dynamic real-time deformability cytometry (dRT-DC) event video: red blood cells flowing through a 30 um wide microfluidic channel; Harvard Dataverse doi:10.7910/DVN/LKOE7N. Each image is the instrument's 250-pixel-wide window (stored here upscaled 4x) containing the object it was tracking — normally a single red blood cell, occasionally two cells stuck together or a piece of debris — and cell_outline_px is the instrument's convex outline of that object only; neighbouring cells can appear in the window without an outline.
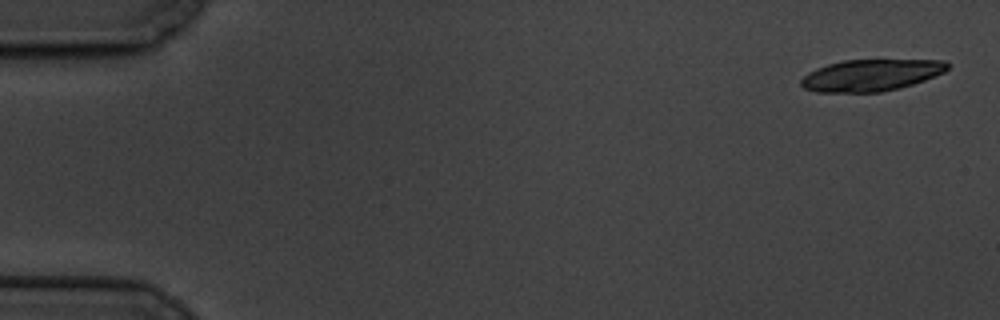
{"species": "common noctule bat (a hibernating species)", "species_latin": "Nyctalus noctula", "temperature_condition": "cold", "stored_images_in_passage": 6, "camera_frame_rate_fps": 3000, "um_per_image_px": 0.085, "animal": {"sex": "male", "body_mass_g": 19.5, "forearm_length_mm": 54.6}, "frame": {"image": 1, "passage_image": 1, "time_ms": 0.0, "image_size_px": [1000, 320], "cell_outline_px": [[948, 68], [944, 72], [924, 80], [900, 88], [880, 92], [816, 92], [804, 88], [800, 84], [800, 80], [808, 72], [816, 68], [828, 64], [844, 60], [944, 60], [948, 64]], "centroid_in_image_um": [74.01, 6.39], "position_along_channel_um": 11.0, "area_um2": 26.93}}